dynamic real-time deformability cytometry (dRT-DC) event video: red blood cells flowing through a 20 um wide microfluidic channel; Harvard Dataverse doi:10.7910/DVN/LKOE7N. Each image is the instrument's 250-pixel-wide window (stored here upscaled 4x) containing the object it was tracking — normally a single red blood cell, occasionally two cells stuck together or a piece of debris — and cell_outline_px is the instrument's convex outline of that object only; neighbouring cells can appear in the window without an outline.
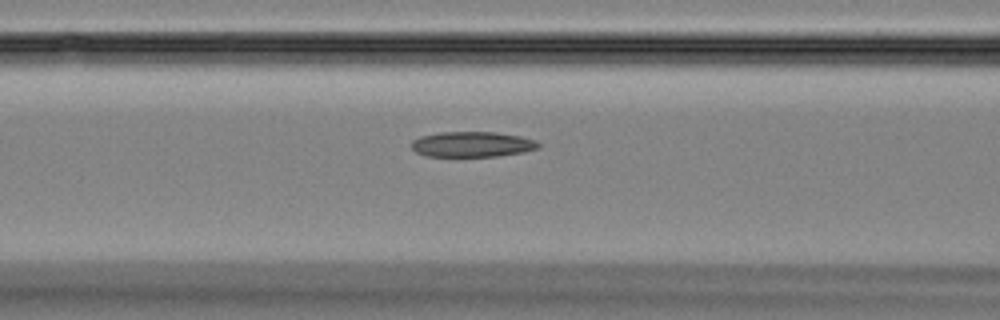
{"species": "Egyptian fruit bat (a non-hibernating species)", "species_latin": "Rousettus aegyptiacus", "temperature_condition": "room temperature", "stored_images_in_passage": 18, "camera_frame_rate_fps": 3000, "um_per_image_px": 0.085, "animal": {"sex": "female"}, "frame": {"image": 1, "passage_image": 16, "time_ms": 5.0, "image_size_px": [1000, 320], "cell_outline_px": [[540, 148], [524, 152], [496, 156], [424, 156], [416, 152], [412, 148], [412, 140], [420, 136], [440, 132], [496, 132], [520, 136], [536, 140], [540, 144]], "centroid_in_image_um": [40.15, 12.26], "position_along_channel_um": 126.5, "area_um2": 18.84}}